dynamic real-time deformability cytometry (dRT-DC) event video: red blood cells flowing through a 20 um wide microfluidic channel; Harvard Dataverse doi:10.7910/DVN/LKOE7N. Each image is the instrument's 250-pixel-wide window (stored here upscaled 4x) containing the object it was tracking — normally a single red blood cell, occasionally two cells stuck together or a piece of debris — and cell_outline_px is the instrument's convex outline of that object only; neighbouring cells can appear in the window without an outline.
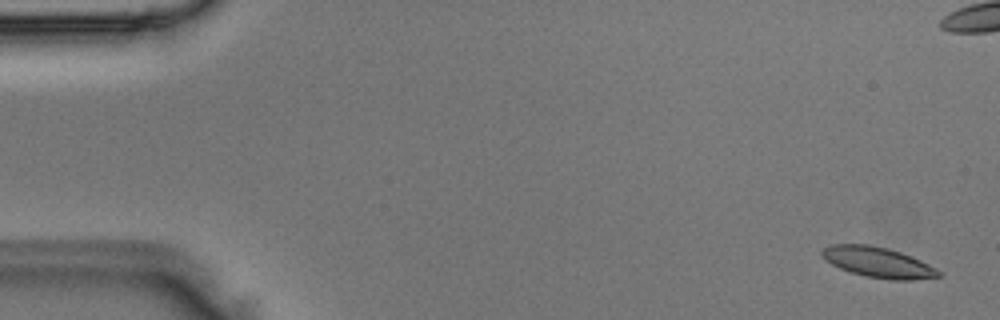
{"species": "Egyptian fruit bat (a non-hibernating species)", "species_latin": "Rousettus aegyptiacus", "temperature_condition": "room temperature", "stored_images_in_passage": 5, "camera_frame_rate_fps": 3000, "um_per_image_px": 0.085, "animal": {"sex": "male"}, "frame": {"image": 1, "passage_image": 1, "time_ms": 0.0, "image_size_px": [1000, 320], "cell_outline_px": [[940, 276], [912, 280], [892, 280], [864, 276], [840, 268], [824, 260], [820, 256], [820, 252], [824, 248], [832, 244], [868, 244], [888, 248], [912, 256], [936, 268], [940, 272]], "centroid_in_image_um": [74.6, 22.29], "position_along_channel_um": 10.4, "area_um2": 20.69}}